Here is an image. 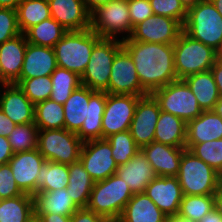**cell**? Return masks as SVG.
<instances>
[{"mask_svg": "<svg viewBox=\"0 0 222 222\" xmlns=\"http://www.w3.org/2000/svg\"><path fill=\"white\" fill-rule=\"evenodd\" d=\"M183 195H214L221 175L188 149L183 151L177 175Z\"/></svg>", "mask_w": 222, "mask_h": 222, "instance_id": "obj_4", "label": "cell"}, {"mask_svg": "<svg viewBox=\"0 0 222 222\" xmlns=\"http://www.w3.org/2000/svg\"><path fill=\"white\" fill-rule=\"evenodd\" d=\"M83 141L64 129H39L37 149L46 161L67 164L79 161Z\"/></svg>", "mask_w": 222, "mask_h": 222, "instance_id": "obj_7", "label": "cell"}, {"mask_svg": "<svg viewBox=\"0 0 222 222\" xmlns=\"http://www.w3.org/2000/svg\"><path fill=\"white\" fill-rule=\"evenodd\" d=\"M79 161L94 182L116 174L118 165L112 157L111 144L107 139L83 142Z\"/></svg>", "mask_w": 222, "mask_h": 222, "instance_id": "obj_12", "label": "cell"}, {"mask_svg": "<svg viewBox=\"0 0 222 222\" xmlns=\"http://www.w3.org/2000/svg\"><path fill=\"white\" fill-rule=\"evenodd\" d=\"M211 72L217 85L219 97H222V62L216 60L211 67Z\"/></svg>", "mask_w": 222, "mask_h": 222, "instance_id": "obj_50", "label": "cell"}, {"mask_svg": "<svg viewBox=\"0 0 222 222\" xmlns=\"http://www.w3.org/2000/svg\"><path fill=\"white\" fill-rule=\"evenodd\" d=\"M182 32L183 25L178 20L153 14L135 25L129 38L139 42L174 44Z\"/></svg>", "mask_w": 222, "mask_h": 222, "instance_id": "obj_14", "label": "cell"}, {"mask_svg": "<svg viewBox=\"0 0 222 222\" xmlns=\"http://www.w3.org/2000/svg\"><path fill=\"white\" fill-rule=\"evenodd\" d=\"M128 6L133 27L154 14L149 0H128Z\"/></svg>", "mask_w": 222, "mask_h": 222, "instance_id": "obj_46", "label": "cell"}, {"mask_svg": "<svg viewBox=\"0 0 222 222\" xmlns=\"http://www.w3.org/2000/svg\"><path fill=\"white\" fill-rule=\"evenodd\" d=\"M222 139V117L213 110L203 111L187 123L186 144Z\"/></svg>", "mask_w": 222, "mask_h": 222, "instance_id": "obj_24", "label": "cell"}, {"mask_svg": "<svg viewBox=\"0 0 222 222\" xmlns=\"http://www.w3.org/2000/svg\"><path fill=\"white\" fill-rule=\"evenodd\" d=\"M34 218L39 215L60 214L72 216L79 208L73 203L67 189L37 192L34 196Z\"/></svg>", "mask_w": 222, "mask_h": 222, "instance_id": "obj_25", "label": "cell"}, {"mask_svg": "<svg viewBox=\"0 0 222 222\" xmlns=\"http://www.w3.org/2000/svg\"><path fill=\"white\" fill-rule=\"evenodd\" d=\"M214 209V195H184L178 214L192 222H199L202 217Z\"/></svg>", "mask_w": 222, "mask_h": 222, "instance_id": "obj_38", "label": "cell"}, {"mask_svg": "<svg viewBox=\"0 0 222 222\" xmlns=\"http://www.w3.org/2000/svg\"><path fill=\"white\" fill-rule=\"evenodd\" d=\"M106 139L111 144L112 157L118 166L127 163L141 150L129 130L112 134Z\"/></svg>", "mask_w": 222, "mask_h": 222, "instance_id": "obj_40", "label": "cell"}, {"mask_svg": "<svg viewBox=\"0 0 222 222\" xmlns=\"http://www.w3.org/2000/svg\"><path fill=\"white\" fill-rule=\"evenodd\" d=\"M144 193L166 216L178 214L184 196L177 176H156Z\"/></svg>", "mask_w": 222, "mask_h": 222, "instance_id": "obj_17", "label": "cell"}, {"mask_svg": "<svg viewBox=\"0 0 222 222\" xmlns=\"http://www.w3.org/2000/svg\"><path fill=\"white\" fill-rule=\"evenodd\" d=\"M88 118H85L77 136L83 141L102 139V118L106 105V92L95 91L89 97Z\"/></svg>", "mask_w": 222, "mask_h": 222, "instance_id": "obj_30", "label": "cell"}, {"mask_svg": "<svg viewBox=\"0 0 222 222\" xmlns=\"http://www.w3.org/2000/svg\"><path fill=\"white\" fill-rule=\"evenodd\" d=\"M213 111L220 117H222V97H219V100L215 104Z\"/></svg>", "mask_w": 222, "mask_h": 222, "instance_id": "obj_58", "label": "cell"}, {"mask_svg": "<svg viewBox=\"0 0 222 222\" xmlns=\"http://www.w3.org/2000/svg\"><path fill=\"white\" fill-rule=\"evenodd\" d=\"M174 47V68L178 80L186 77L211 70L215 63L216 50L192 39L184 31L180 34Z\"/></svg>", "mask_w": 222, "mask_h": 222, "instance_id": "obj_6", "label": "cell"}, {"mask_svg": "<svg viewBox=\"0 0 222 222\" xmlns=\"http://www.w3.org/2000/svg\"><path fill=\"white\" fill-rule=\"evenodd\" d=\"M132 196L125 181L113 174L105 180L94 182L86 208L111 222H117Z\"/></svg>", "mask_w": 222, "mask_h": 222, "instance_id": "obj_2", "label": "cell"}, {"mask_svg": "<svg viewBox=\"0 0 222 222\" xmlns=\"http://www.w3.org/2000/svg\"><path fill=\"white\" fill-rule=\"evenodd\" d=\"M63 104L51 99L35 104L34 123L38 129H64Z\"/></svg>", "mask_w": 222, "mask_h": 222, "instance_id": "obj_36", "label": "cell"}, {"mask_svg": "<svg viewBox=\"0 0 222 222\" xmlns=\"http://www.w3.org/2000/svg\"><path fill=\"white\" fill-rule=\"evenodd\" d=\"M31 222H38V221H37V219L34 218Z\"/></svg>", "mask_w": 222, "mask_h": 222, "instance_id": "obj_62", "label": "cell"}, {"mask_svg": "<svg viewBox=\"0 0 222 222\" xmlns=\"http://www.w3.org/2000/svg\"><path fill=\"white\" fill-rule=\"evenodd\" d=\"M45 158L38 149L13 154L8 162L19 189L26 194H36V180Z\"/></svg>", "mask_w": 222, "mask_h": 222, "instance_id": "obj_16", "label": "cell"}, {"mask_svg": "<svg viewBox=\"0 0 222 222\" xmlns=\"http://www.w3.org/2000/svg\"><path fill=\"white\" fill-rule=\"evenodd\" d=\"M71 222H111L105 217L95 214L87 208H79L71 216Z\"/></svg>", "mask_w": 222, "mask_h": 222, "instance_id": "obj_47", "label": "cell"}, {"mask_svg": "<svg viewBox=\"0 0 222 222\" xmlns=\"http://www.w3.org/2000/svg\"><path fill=\"white\" fill-rule=\"evenodd\" d=\"M105 92L141 97L148 94L140 84L133 59L123 47L115 55L108 89Z\"/></svg>", "mask_w": 222, "mask_h": 222, "instance_id": "obj_13", "label": "cell"}, {"mask_svg": "<svg viewBox=\"0 0 222 222\" xmlns=\"http://www.w3.org/2000/svg\"><path fill=\"white\" fill-rule=\"evenodd\" d=\"M216 59L220 62H222V44L219 46V48L216 50Z\"/></svg>", "mask_w": 222, "mask_h": 222, "instance_id": "obj_60", "label": "cell"}, {"mask_svg": "<svg viewBox=\"0 0 222 222\" xmlns=\"http://www.w3.org/2000/svg\"><path fill=\"white\" fill-rule=\"evenodd\" d=\"M183 80L190 87L203 111L214 109L219 94L211 70L190 75Z\"/></svg>", "mask_w": 222, "mask_h": 222, "instance_id": "obj_29", "label": "cell"}, {"mask_svg": "<svg viewBox=\"0 0 222 222\" xmlns=\"http://www.w3.org/2000/svg\"><path fill=\"white\" fill-rule=\"evenodd\" d=\"M16 11L18 26L23 34L32 26L51 17L47 0H23Z\"/></svg>", "mask_w": 222, "mask_h": 222, "instance_id": "obj_35", "label": "cell"}, {"mask_svg": "<svg viewBox=\"0 0 222 222\" xmlns=\"http://www.w3.org/2000/svg\"><path fill=\"white\" fill-rule=\"evenodd\" d=\"M57 67L54 48L27 42L20 78L14 84L17 85L23 79L49 76Z\"/></svg>", "mask_w": 222, "mask_h": 222, "instance_id": "obj_22", "label": "cell"}, {"mask_svg": "<svg viewBox=\"0 0 222 222\" xmlns=\"http://www.w3.org/2000/svg\"><path fill=\"white\" fill-rule=\"evenodd\" d=\"M217 11L222 15V0H211Z\"/></svg>", "mask_w": 222, "mask_h": 222, "instance_id": "obj_59", "label": "cell"}, {"mask_svg": "<svg viewBox=\"0 0 222 222\" xmlns=\"http://www.w3.org/2000/svg\"><path fill=\"white\" fill-rule=\"evenodd\" d=\"M8 83L1 77L0 75V98H1V94H2V87H5Z\"/></svg>", "mask_w": 222, "mask_h": 222, "instance_id": "obj_61", "label": "cell"}, {"mask_svg": "<svg viewBox=\"0 0 222 222\" xmlns=\"http://www.w3.org/2000/svg\"><path fill=\"white\" fill-rule=\"evenodd\" d=\"M13 177L9 163L0 165V200L23 195Z\"/></svg>", "mask_w": 222, "mask_h": 222, "instance_id": "obj_45", "label": "cell"}, {"mask_svg": "<svg viewBox=\"0 0 222 222\" xmlns=\"http://www.w3.org/2000/svg\"><path fill=\"white\" fill-rule=\"evenodd\" d=\"M34 219V199L23 195L0 200V222H31Z\"/></svg>", "mask_w": 222, "mask_h": 222, "instance_id": "obj_32", "label": "cell"}, {"mask_svg": "<svg viewBox=\"0 0 222 222\" xmlns=\"http://www.w3.org/2000/svg\"><path fill=\"white\" fill-rule=\"evenodd\" d=\"M160 113L159 103L152 94L139 98L129 131L140 149L154 141L155 127Z\"/></svg>", "mask_w": 222, "mask_h": 222, "instance_id": "obj_15", "label": "cell"}, {"mask_svg": "<svg viewBox=\"0 0 222 222\" xmlns=\"http://www.w3.org/2000/svg\"><path fill=\"white\" fill-rule=\"evenodd\" d=\"M67 193L78 208H86L94 181L80 161L69 165Z\"/></svg>", "mask_w": 222, "mask_h": 222, "instance_id": "obj_31", "label": "cell"}, {"mask_svg": "<svg viewBox=\"0 0 222 222\" xmlns=\"http://www.w3.org/2000/svg\"><path fill=\"white\" fill-rule=\"evenodd\" d=\"M87 8V10L91 13L97 7L107 4L112 0H82Z\"/></svg>", "mask_w": 222, "mask_h": 222, "instance_id": "obj_53", "label": "cell"}, {"mask_svg": "<svg viewBox=\"0 0 222 222\" xmlns=\"http://www.w3.org/2000/svg\"><path fill=\"white\" fill-rule=\"evenodd\" d=\"M21 34L18 26L17 11L0 8V44Z\"/></svg>", "mask_w": 222, "mask_h": 222, "instance_id": "obj_44", "label": "cell"}, {"mask_svg": "<svg viewBox=\"0 0 222 222\" xmlns=\"http://www.w3.org/2000/svg\"><path fill=\"white\" fill-rule=\"evenodd\" d=\"M141 96L108 94L102 118V139L128 131Z\"/></svg>", "mask_w": 222, "mask_h": 222, "instance_id": "obj_11", "label": "cell"}, {"mask_svg": "<svg viewBox=\"0 0 222 222\" xmlns=\"http://www.w3.org/2000/svg\"><path fill=\"white\" fill-rule=\"evenodd\" d=\"M153 13L178 20L182 25L187 17V10L180 0H149Z\"/></svg>", "mask_w": 222, "mask_h": 222, "instance_id": "obj_43", "label": "cell"}, {"mask_svg": "<svg viewBox=\"0 0 222 222\" xmlns=\"http://www.w3.org/2000/svg\"><path fill=\"white\" fill-rule=\"evenodd\" d=\"M17 85L34 105L49 99L52 93L50 75L23 79Z\"/></svg>", "mask_w": 222, "mask_h": 222, "instance_id": "obj_42", "label": "cell"}, {"mask_svg": "<svg viewBox=\"0 0 222 222\" xmlns=\"http://www.w3.org/2000/svg\"><path fill=\"white\" fill-rule=\"evenodd\" d=\"M94 90L80 85L63 104L64 128L70 132L78 133L85 118H88L89 97Z\"/></svg>", "mask_w": 222, "mask_h": 222, "instance_id": "obj_26", "label": "cell"}, {"mask_svg": "<svg viewBox=\"0 0 222 222\" xmlns=\"http://www.w3.org/2000/svg\"><path fill=\"white\" fill-rule=\"evenodd\" d=\"M199 222H222V217L213 209L205 214Z\"/></svg>", "mask_w": 222, "mask_h": 222, "instance_id": "obj_54", "label": "cell"}, {"mask_svg": "<svg viewBox=\"0 0 222 222\" xmlns=\"http://www.w3.org/2000/svg\"><path fill=\"white\" fill-rule=\"evenodd\" d=\"M122 43L133 59L142 88L148 94L178 80L173 44L139 42L130 38L122 40Z\"/></svg>", "mask_w": 222, "mask_h": 222, "instance_id": "obj_1", "label": "cell"}, {"mask_svg": "<svg viewBox=\"0 0 222 222\" xmlns=\"http://www.w3.org/2000/svg\"><path fill=\"white\" fill-rule=\"evenodd\" d=\"M202 0H180L182 5L185 7L186 10L190 9L191 7H194L198 3H200Z\"/></svg>", "mask_w": 222, "mask_h": 222, "instance_id": "obj_57", "label": "cell"}, {"mask_svg": "<svg viewBox=\"0 0 222 222\" xmlns=\"http://www.w3.org/2000/svg\"><path fill=\"white\" fill-rule=\"evenodd\" d=\"M165 222H192L191 220L180 216L179 214L168 215Z\"/></svg>", "mask_w": 222, "mask_h": 222, "instance_id": "obj_56", "label": "cell"}, {"mask_svg": "<svg viewBox=\"0 0 222 222\" xmlns=\"http://www.w3.org/2000/svg\"><path fill=\"white\" fill-rule=\"evenodd\" d=\"M133 28L128 0H112L90 13V29L101 38L124 40L132 35ZM117 34H124V36L118 38Z\"/></svg>", "mask_w": 222, "mask_h": 222, "instance_id": "obj_9", "label": "cell"}, {"mask_svg": "<svg viewBox=\"0 0 222 222\" xmlns=\"http://www.w3.org/2000/svg\"><path fill=\"white\" fill-rule=\"evenodd\" d=\"M69 165L45 161L36 180L37 192H51L67 188L69 184Z\"/></svg>", "mask_w": 222, "mask_h": 222, "instance_id": "obj_33", "label": "cell"}, {"mask_svg": "<svg viewBox=\"0 0 222 222\" xmlns=\"http://www.w3.org/2000/svg\"><path fill=\"white\" fill-rule=\"evenodd\" d=\"M27 39L21 33L0 44V75L8 83H15L21 74Z\"/></svg>", "mask_w": 222, "mask_h": 222, "instance_id": "obj_20", "label": "cell"}, {"mask_svg": "<svg viewBox=\"0 0 222 222\" xmlns=\"http://www.w3.org/2000/svg\"><path fill=\"white\" fill-rule=\"evenodd\" d=\"M187 123L171 113L161 111L155 127L154 141L168 146L185 147Z\"/></svg>", "mask_w": 222, "mask_h": 222, "instance_id": "obj_28", "label": "cell"}, {"mask_svg": "<svg viewBox=\"0 0 222 222\" xmlns=\"http://www.w3.org/2000/svg\"><path fill=\"white\" fill-rule=\"evenodd\" d=\"M214 209L222 217V184L214 194Z\"/></svg>", "mask_w": 222, "mask_h": 222, "instance_id": "obj_52", "label": "cell"}, {"mask_svg": "<svg viewBox=\"0 0 222 222\" xmlns=\"http://www.w3.org/2000/svg\"><path fill=\"white\" fill-rule=\"evenodd\" d=\"M183 31L192 39L217 50L222 44V15L211 0H202L187 10Z\"/></svg>", "mask_w": 222, "mask_h": 222, "instance_id": "obj_5", "label": "cell"}, {"mask_svg": "<svg viewBox=\"0 0 222 222\" xmlns=\"http://www.w3.org/2000/svg\"><path fill=\"white\" fill-rule=\"evenodd\" d=\"M185 148L222 175V139L186 144Z\"/></svg>", "mask_w": 222, "mask_h": 222, "instance_id": "obj_41", "label": "cell"}, {"mask_svg": "<svg viewBox=\"0 0 222 222\" xmlns=\"http://www.w3.org/2000/svg\"><path fill=\"white\" fill-rule=\"evenodd\" d=\"M38 127L35 123L18 124L8 136L14 154L37 149Z\"/></svg>", "mask_w": 222, "mask_h": 222, "instance_id": "obj_39", "label": "cell"}, {"mask_svg": "<svg viewBox=\"0 0 222 222\" xmlns=\"http://www.w3.org/2000/svg\"><path fill=\"white\" fill-rule=\"evenodd\" d=\"M0 109L16 125L34 123L35 105L18 85L14 83L3 87L0 98Z\"/></svg>", "mask_w": 222, "mask_h": 222, "instance_id": "obj_21", "label": "cell"}, {"mask_svg": "<svg viewBox=\"0 0 222 222\" xmlns=\"http://www.w3.org/2000/svg\"><path fill=\"white\" fill-rule=\"evenodd\" d=\"M68 31L61 26L55 19L50 17L29 28L24 34L27 42L37 46L54 48L55 44Z\"/></svg>", "mask_w": 222, "mask_h": 222, "instance_id": "obj_34", "label": "cell"}, {"mask_svg": "<svg viewBox=\"0 0 222 222\" xmlns=\"http://www.w3.org/2000/svg\"><path fill=\"white\" fill-rule=\"evenodd\" d=\"M185 147L168 146L153 141L141 148L147 161L152 166L156 176H177L179 173L180 160Z\"/></svg>", "mask_w": 222, "mask_h": 222, "instance_id": "obj_19", "label": "cell"}, {"mask_svg": "<svg viewBox=\"0 0 222 222\" xmlns=\"http://www.w3.org/2000/svg\"><path fill=\"white\" fill-rule=\"evenodd\" d=\"M166 217L143 192L133 194L117 222H165Z\"/></svg>", "mask_w": 222, "mask_h": 222, "instance_id": "obj_27", "label": "cell"}, {"mask_svg": "<svg viewBox=\"0 0 222 222\" xmlns=\"http://www.w3.org/2000/svg\"><path fill=\"white\" fill-rule=\"evenodd\" d=\"M116 174L122 178L133 194L143 193L156 174L140 150L127 163L119 165Z\"/></svg>", "mask_w": 222, "mask_h": 222, "instance_id": "obj_23", "label": "cell"}, {"mask_svg": "<svg viewBox=\"0 0 222 222\" xmlns=\"http://www.w3.org/2000/svg\"><path fill=\"white\" fill-rule=\"evenodd\" d=\"M50 15L67 31L90 28V12L82 0H47Z\"/></svg>", "mask_w": 222, "mask_h": 222, "instance_id": "obj_18", "label": "cell"}, {"mask_svg": "<svg viewBox=\"0 0 222 222\" xmlns=\"http://www.w3.org/2000/svg\"><path fill=\"white\" fill-rule=\"evenodd\" d=\"M52 93L49 99L64 104L72 92L81 85V78L76 73L57 67L50 75Z\"/></svg>", "mask_w": 222, "mask_h": 222, "instance_id": "obj_37", "label": "cell"}, {"mask_svg": "<svg viewBox=\"0 0 222 222\" xmlns=\"http://www.w3.org/2000/svg\"><path fill=\"white\" fill-rule=\"evenodd\" d=\"M13 154L8 137L0 135V165L8 163Z\"/></svg>", "mask_w": 222, "mask_h": 222, "instance_id": "obj_48", "label": "cell"}, {"mask_svg": "<svg viewBox=\"0 0 222 222\" xmlns=\"http://www.w3.org/2000/svg\"><path fill=\"white\" fill-rule=\"evenodd\" d=\"M23 0H0V8H10L16 10Z\"/></svg>", "mask_w": 222, "mask_h": 222, "instance_id": "obj_55", "label": "cell"}, {"mask_svg": "<svg viewBox=\"0 0 222 222\" xmlns=\"http://www.w3.org/2000/svg\"><path fill=\"white\" fill-rule=\"evenodd\" d=\"M16 124L0 109V135L8 137Z\"/></svg>", "mask_w": 222, "mask_h": 222, "instance_id": "obj_49", "label": "cell"}, {"mask_svg": "<svg viewBox=\"0 0 222 222\" xmlns=\"http://www.w3.org/2000/svg\"><path fill=\"white\" fill-rule=\"evenodd\" d=\"M161 111L171 113L188 123L203 110L195 95L184 80H176L152 93Z\"/></svg>", "mask_w": 222, "mask_h": 222, "instance_id": "obj_10", "label": "cell"}, {"mask_svg": "<svg viewBox=\"0 0 222 222\" xmlns=\"http://www.w3.org/2000/svg\"><path fill=\"white\" fill-rule=\"evenodd\" d=\"M36 219L38 222H71V216L60 214L39 215Z\"/></svg>", "mask_w": 222, "mask_h": 222, "instance_id": "obj_51", "label": "cell"}, {"mask_svg": "<svg viewBox=\"0 0 222 222\" xmlns=\"http://www.w3.org/2000/svg\"><path fill=\"white\" fill-rule=\"evenodd\" d=\"M122 47L121 39L101 38L95 44L88 65L80 77L81 85L94 91H106L115 55Z\"/></svg>", "mask_w": 222, "mask_h": 222, "instance_id": "obj_8", "label": "cell"}, {"mask_svg": "<svg viewBox=\"0 0 222 222\" xmlns=\"http://www.w3.org/2000/svg\"><path fill=\"white\" fill-rule=\"evenodd\" d=\"M101 37L92 29L68 31L54 46L57 66L82 76Z\"/></svg>", "mask_w": 222, "mask_h": 222, "instance_id": "obj_3", "label": "cell"}]
</instances>
